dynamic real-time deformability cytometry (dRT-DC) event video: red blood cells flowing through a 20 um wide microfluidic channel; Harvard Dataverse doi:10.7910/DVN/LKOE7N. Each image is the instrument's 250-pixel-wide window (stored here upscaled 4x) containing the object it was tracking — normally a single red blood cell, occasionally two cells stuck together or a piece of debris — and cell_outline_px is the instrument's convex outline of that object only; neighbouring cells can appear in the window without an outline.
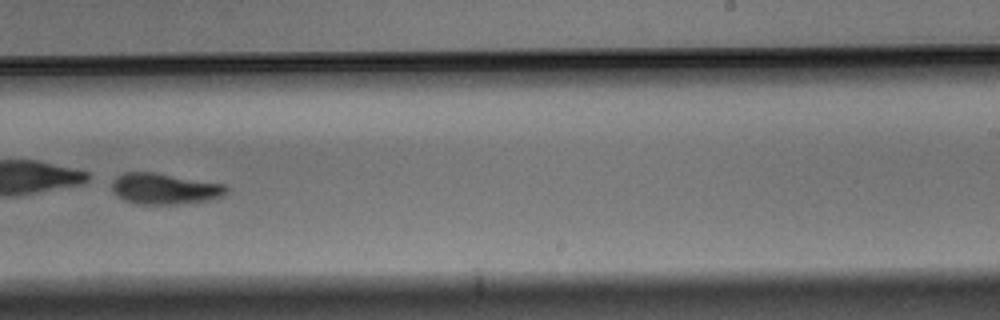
{"species": "Egyptian fruit bat (a non-hibernating species)", "species_latin": "Rousettus aegyptiacus", "temperature_condition": "warm", "stored_images_in_passage": 9, "camera_frame_rate_fps": 3000, "um_per_image_px": 0.085, "animal": {"sex": "male"}, "frame": {"image": 1, "passage_image": 8, "time_ms": 2.333, "image_size_px": [1000, 320], "cell_outline_px": [[228, 192], [224, 196], [208, 200], [176, 204], [136, 204], [124, 200], [112, 188], [112, 180], [116, 176], [124, 172], [156, 172], [224, 184], [228, 188]], "centroid_in_image_um": [14.01, 16.03], "position_along_channel_um": 275.0, "area_um2": 20.69}}
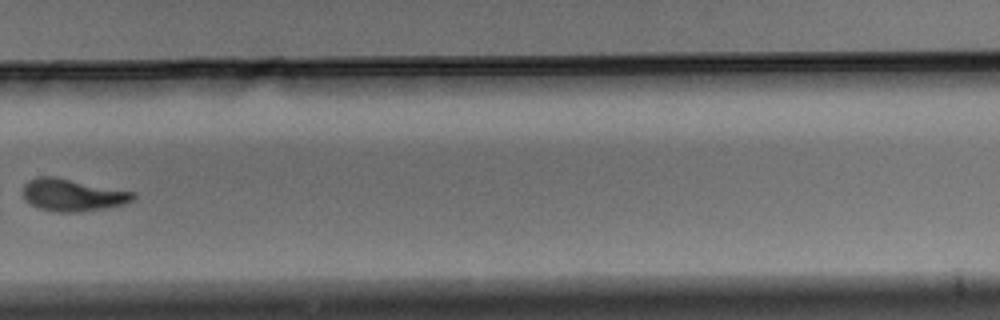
{"frame": {"image": 2, "passage_image": 9, "time_ms": 2.667, "image_size_px": [1000, 320], "cell_outline_px": [[136, 196], [132, 200], [124, 204], [104, 208], [80, 212], [56, 212], [40, 208], [24, 200], [24, 184], [28, 180], [36, 176], [52, 176], [136, 192]], "centroid_in_image_um": [6.17, 16.57], "position_along_channel_um": 323.6, "area_um2": 20.63}}